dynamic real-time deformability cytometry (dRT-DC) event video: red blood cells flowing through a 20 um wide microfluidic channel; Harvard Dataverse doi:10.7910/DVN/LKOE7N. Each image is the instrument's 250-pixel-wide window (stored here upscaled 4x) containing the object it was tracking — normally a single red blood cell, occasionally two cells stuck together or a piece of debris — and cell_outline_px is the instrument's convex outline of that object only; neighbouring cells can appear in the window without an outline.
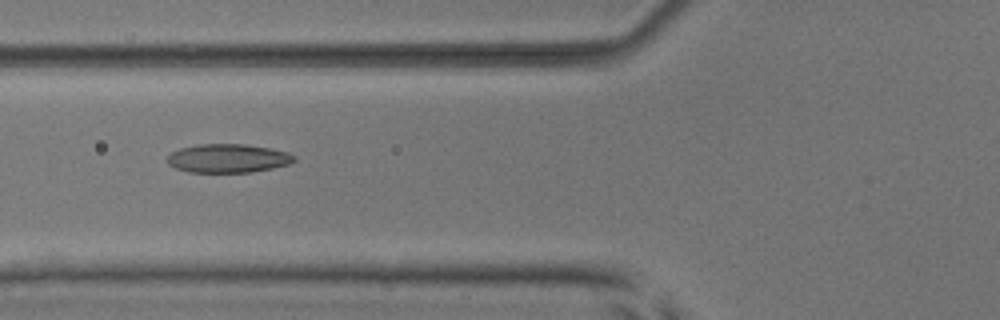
{"species": "common noctule bat (a hibernating species)", "species_latin": "Nyctalus noctula", "temperature_condition": "room temperature", "stored_images_in_passage": 9, "camera_frame_rate_fps": 3000, "um_per_image_px": 0.085, "animal": {"sex": "male", "body_mass_g": 17.9, "forearm_length_mm": 54.2}, "frame": {"image": 1, "passage_image": 6, "time_ms": 1.667, "image_size_px": [1000, 320], "cell_outline_px": [[296, 160], [288, 164], [272, 168], [252, 172], [188, 172], [176, 168], [168, 164], [168, 156], [172, 152], [180, 148], [200, 144], [244, 144], [268, 148], [288, 152], [296, 156]], "centroid_in_image_um": [19.38, 13.46], "position_along_channel_um": 106.4, "area_um2": 21.1}}
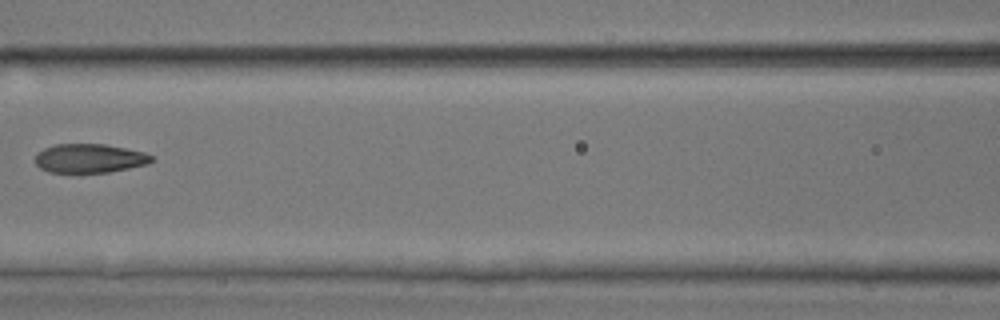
{"frame": {"image": 2, "passage_image": 7, "time_ms": 2.0, "image_size_px": [1000, 320], "cell_outline_px": [[152, 160], [148, 164], [108, 172], [48, 172], [40, 168], [36, 164], [36, 152], [44, 148], [56, 144], [104, 144], [144, 152], [152, 156]], "centroid_in_image_um": [7.58, 13.45], "position_along_channel_um": 159.0, "area_um2": 19.48}}